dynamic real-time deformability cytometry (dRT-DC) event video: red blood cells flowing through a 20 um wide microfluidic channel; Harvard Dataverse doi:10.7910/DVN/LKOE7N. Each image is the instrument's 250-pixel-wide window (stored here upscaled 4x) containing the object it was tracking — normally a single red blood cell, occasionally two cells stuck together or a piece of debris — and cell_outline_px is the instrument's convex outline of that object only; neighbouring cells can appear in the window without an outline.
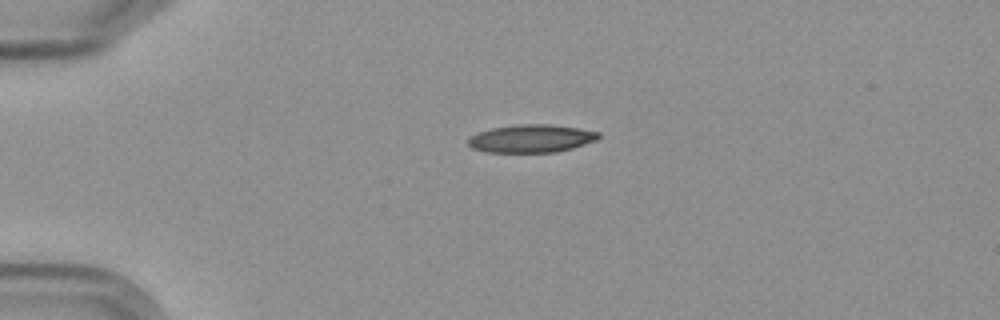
{"species": "Egyptian fruit bat (a non-hibernating species)", "species_latin": "Rousettus aegyptiacus", "temperature_condition": "cold", "stored_images_in_passage": 2, "camera_frame_rate_fps": 3000, "um_per_image_px": 0.085, "frame": {"image": 1, "passage_image": 1, "time_ms": 0.0, "image_size_px": [1000, 320], "cell_outline_px": [[600, 136], [596, 140], [572, 148], [556, 152], [484, 152], [472, 148], [468, 144], [468, 136], [492, 128], [520, 124], [548, 124], [576, 128], [600, 132]], "centroid_in_image_um": [45.13, 11.78], "position_along_channel_um": 39.9, "area_um2": 21.1}}